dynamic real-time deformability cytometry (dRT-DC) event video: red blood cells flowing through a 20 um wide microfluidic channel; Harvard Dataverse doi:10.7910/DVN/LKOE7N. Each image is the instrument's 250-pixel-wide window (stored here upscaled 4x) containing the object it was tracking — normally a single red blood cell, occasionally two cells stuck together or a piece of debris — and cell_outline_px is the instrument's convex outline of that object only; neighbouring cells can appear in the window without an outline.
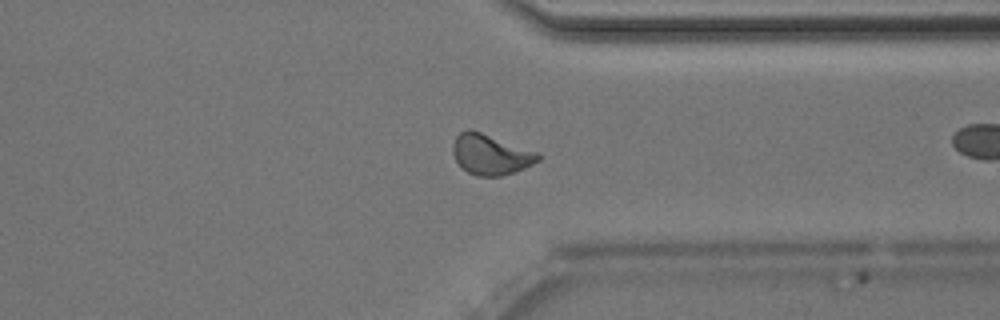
{"species": "Egyptian fruit bat (a non-hibernating species)", "species_latin": "Rousettus aegyptiacus", "temperature_condition": "room temperature", "stored_images_in_passage": 39, "camera_frame_rate_fps": 3000, "um_per_image_px": 0.085, "animal": {"sex": "male"}, "frame": {"image": 1, "passage_image": 39, "time_ms": 12.667, "image_size_px": [1000, 320], "cell_outline_px": [[540, 160], [524, 168], [500, 176], [476, 176], [460, 168], [452, 152], [452, 144], [456, 136], [460, 132], [468, 128], [540, 152]], "centroid_in_image_um": [41.68, 13.13], "position_along_channel_um": 369.7, "area_um2": 20.17}, "authors_computed_cell_mechanics": {"area_um2": 20.1722, "velocity_mm_per_s": 4.0237, "shape_relaxation_time_tau1_ms": 3.8609, "shape_relaxation_time_tau2_ms": 1.0647, "deformation_change_tau1": 0.1219, "deformation_change_tau2": 0.0478}}